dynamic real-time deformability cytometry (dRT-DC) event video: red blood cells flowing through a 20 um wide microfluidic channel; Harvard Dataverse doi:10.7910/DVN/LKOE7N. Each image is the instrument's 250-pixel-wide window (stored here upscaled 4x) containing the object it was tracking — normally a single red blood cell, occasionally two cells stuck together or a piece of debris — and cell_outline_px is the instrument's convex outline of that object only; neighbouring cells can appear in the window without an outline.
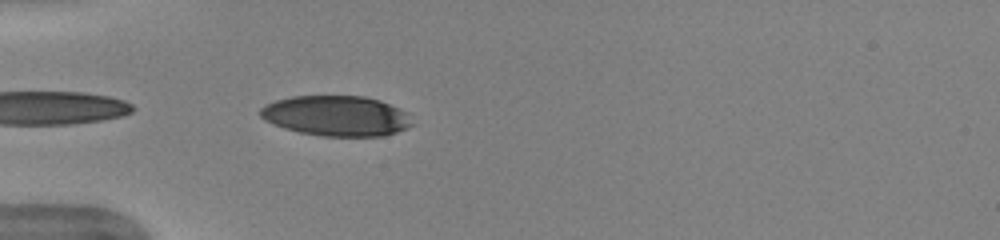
{"species": "human", "species_latin": "Homo sapiens", "temperature_condition": "warm", "stored_images_in_passage": 21, "camera_frame_rate_fps": 3000, "um_per_image_px": 0.085, "donor": {"sex": "female"}, "frame": {"image": 1, "passage_image": 1, "time_ms": 0.0, "image_size_px": [1000, 240], "cell_outline_px": [[412, 124], [408, 128], [384, 136], [320, 136], [300, 132], [284, 128], [272, 124], [264, 120], [260, 116], [260, 108], [264, 104], [276, 100], [292, 96], [364, 96], [380, 100], [400, 108], [408, 112]], "centroid_in_image_um": [28.59, 9.84], "position_along_channel_um": 56.4, "area_um2": 35.89}}